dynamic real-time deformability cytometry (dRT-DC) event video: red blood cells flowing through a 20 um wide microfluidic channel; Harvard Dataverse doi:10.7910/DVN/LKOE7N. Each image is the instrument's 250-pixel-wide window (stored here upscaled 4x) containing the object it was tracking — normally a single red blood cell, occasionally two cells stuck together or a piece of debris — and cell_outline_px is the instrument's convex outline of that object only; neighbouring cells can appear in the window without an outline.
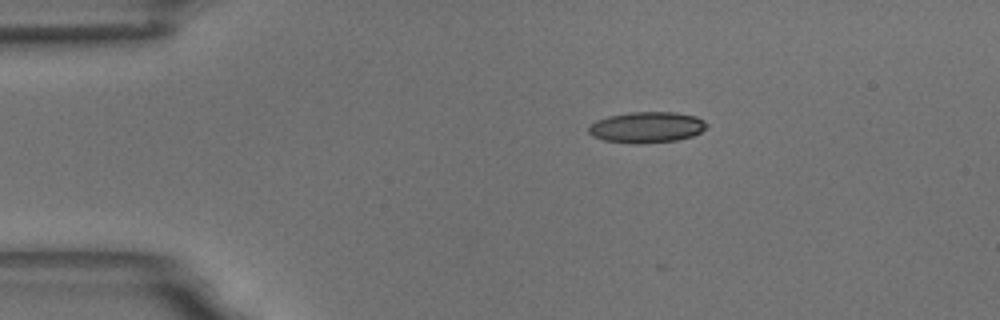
{"species": "common noctule bat (a hibernating species)", "species_latin": "Nyctalus noctula", "temperature_condition": "room temperature", "stored_images_in_passage": 11, "camera_frame_rate_fps": 3000, "um_per_image_px": 0.085, "animal": {"sex": "male", "body_mass_g": 18.8}, "frame": {"image": 1, "passage_image": 1, "time_ms": 0.0, "image_size_px": [1000, 320], "cell_outline_px": [[708, 124], [700, 132], [692, 136], [676, 140], [636, 144], [604, 140], [592, 136], [588, 132], [588, 128], [596, 120], [608, 116], [632, 112], [676, 112], [696, 116], [704, 120]], "centroid_in_image_um": [54.97, 10.81], "position_along_channel_um": 30.0, "area_um2": 21.21}}
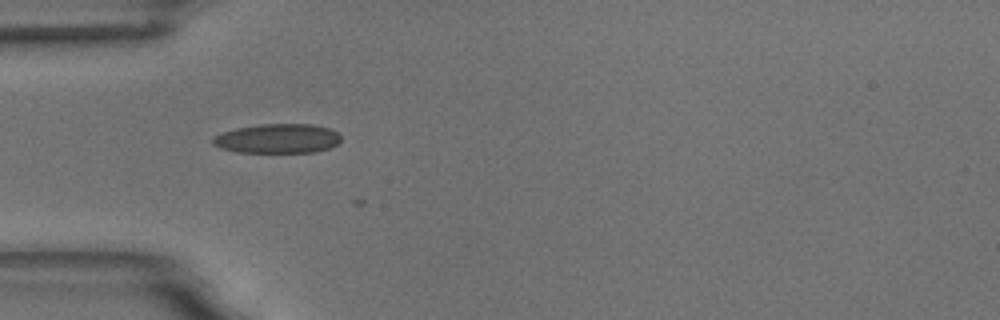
{"frame": {"image": 2, "passage_image": 8, "time_ms": 2.333, "image_size_px": [1000, 320], "cell_outline_px": [[340, 140], [332, 148], [316, 152], [236, 152], [220, 148], [212, 144], [212, 136], [220, 132], [236, 128], [260, 124], [312, 124], [328, 128], [336, 132], [340, 136]], "centroid_in_image_um": [23.55, 11.78], "position_along_channel_um": 61.4, "area_um2": 22.14}}